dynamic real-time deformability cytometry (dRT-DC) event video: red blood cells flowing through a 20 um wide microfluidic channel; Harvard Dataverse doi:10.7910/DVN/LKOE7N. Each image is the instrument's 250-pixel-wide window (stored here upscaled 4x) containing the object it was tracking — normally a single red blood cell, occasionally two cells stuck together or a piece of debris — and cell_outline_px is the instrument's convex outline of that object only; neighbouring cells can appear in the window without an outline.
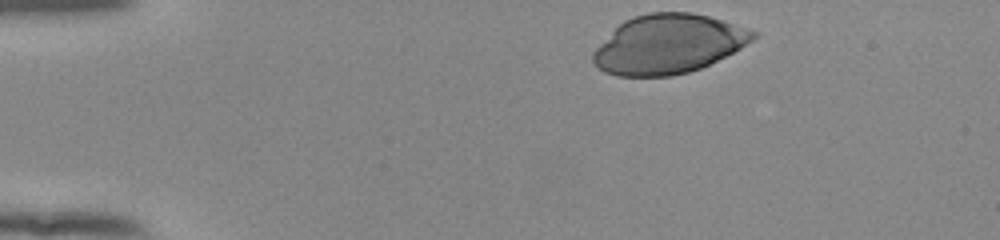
{"species": "human", "species_latin": "Homo sapiens", "temperature_condition": "room temperature", "stored_images_in_passage": 37, "camera_frame_rate_fps": 3000, "um_per_image_px": 0.085, "donor": {"sex": "female"}, "frame": {"image": 1, "passage_image": 1, "time_ms": 0.0, "image_size_px": [1000, 240], "cell_outline_px": [[760, 32], [752, 40], [740, 48], [700, 68], [688, 72], [672, 76], [616, 76], [604, 72], [592, 60], [592, 52], [624, 20], [632, 16], [648, 12], [692, 12], [708, 16]], "centroid_in_image_um": [56.79, 3.74], "position_along_channel_um": 28.2, "area_um2": 54.74}}